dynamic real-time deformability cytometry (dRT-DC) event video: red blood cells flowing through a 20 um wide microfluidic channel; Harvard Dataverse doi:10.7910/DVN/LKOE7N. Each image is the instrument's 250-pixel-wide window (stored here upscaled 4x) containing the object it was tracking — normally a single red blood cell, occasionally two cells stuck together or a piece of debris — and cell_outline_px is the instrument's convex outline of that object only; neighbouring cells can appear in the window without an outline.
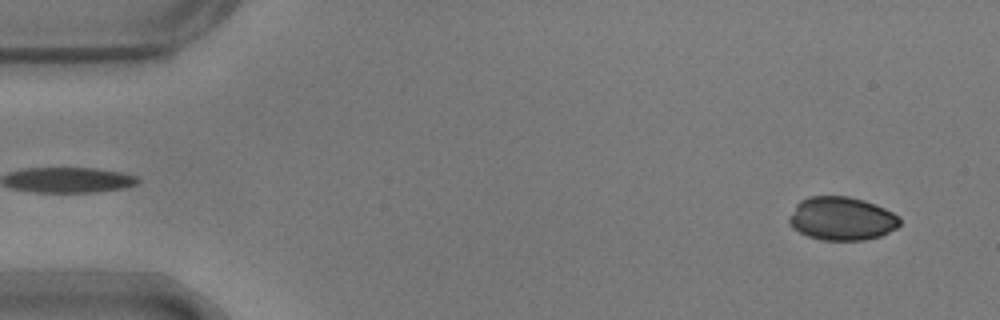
{"species": "common noctule bat (a hibernating species)", "species_latin": "Nyctalus noctula", "temperature_condition": "warm", "stored_images_in_passage": 54, "camera_frame_rate_fps": 3000, "um_per_image_px": 0.085, "animal": {"sex": "male", "body_mass_g": 17.9}, "frame": {"image": 1, "passage_image": 3, "time_ms": 0.667, "image_size_px": [1000, 320], "cell_outline_px": [[900, 224], [896, 228], [880, 236], [864, 240], [820, 240], [808, 236], [792, 228], [788, 220], [796, 204], [800, 200], [808, 196], [848, 196], [864, 200], [876, 204], [900, 216]], "centroid_in_image_um": [71.54, 18.57], "position_along_channel_um": 13.5, "area_um2": 28.09}}
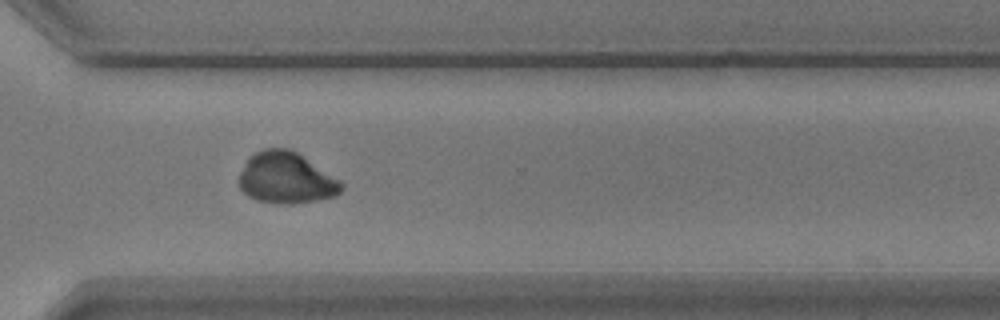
{"frame": {"image": 2, "passage_image": 39, "time_ms": 12.667, "image_size_px": [1000, 320], "cell_outline_px": [[344, 188], [336, 196], [316, 200], [292, 204], [280, 204], [256, 200], [248, 196], [240, 188], [236, 180], [240, 172], [248, 160], [256, 152], [264, 148], [288, 148], [296, 152], [340, 180], [344, 184]], "centroid_in_image_um": [24.31, 15.15], "position_along_channel_um": 346.3, "area_um2": 30.58}}
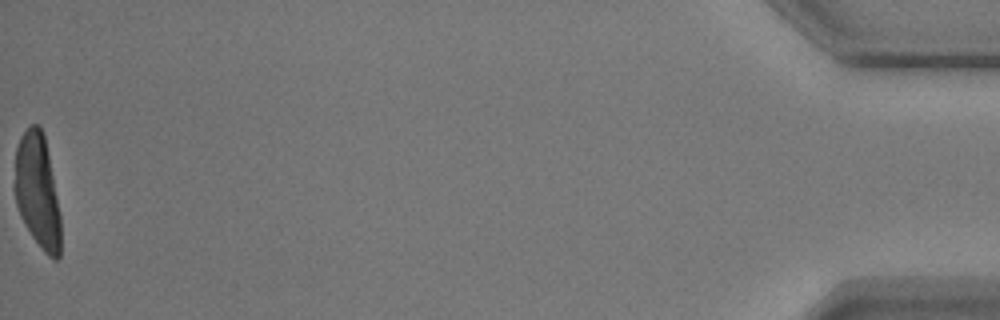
{"frame": {"image": 3, "passage_image": 54, "time_ms": 17.667, "image_size_px": [1000, 320], "cell_outline_px": [[60, 256], [56, 260], [52, 260], [44, 252], [32, 236], [24, 224], [20, 216], [16, 204], [12, 184], [16, 148], [20, 136], [32, 124], [36, 124], [40, 128], [44, 136], [60, 216]], "centroid_in_image_um": [3.13, 16.27], "position_along_channel_um": 432.1, "area_um2": 30.69}}